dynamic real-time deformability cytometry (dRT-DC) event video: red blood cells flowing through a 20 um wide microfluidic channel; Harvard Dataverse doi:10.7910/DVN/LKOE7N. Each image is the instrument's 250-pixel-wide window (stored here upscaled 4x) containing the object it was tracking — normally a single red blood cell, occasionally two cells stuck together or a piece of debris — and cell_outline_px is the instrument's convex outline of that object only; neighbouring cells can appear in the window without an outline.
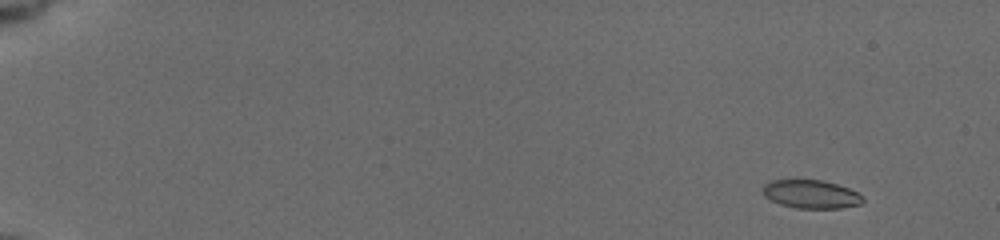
{"species": "common noctule bat (a hibernating species)", "species_latin": "Nyctalus noctula", "temperature_condition": "cold", "stored_images_in_passage": 53, "camera_frame_rate_fps": 3000, "um_per_image_px": 0.085, "animal": {"sex": "female", "body_mass_g": 19.5, "forearm_length_mm": 54.1}, "frame": {"image": 1, "passage_image": 1, "time_ms": 0.0, "image_size_px": [1000, 240], "cell_outline_px": [[864, 200], [860, 204], [840, 208], [796, 208], [780, 204], [764, 196], [764, 184], [768, 180], [824, 180], [848, 188], [856, 192]], "centroid_in_image_um": [68.91, 16.5], "position_along_channel_um": 16.1, "area_um2": 16.36}}
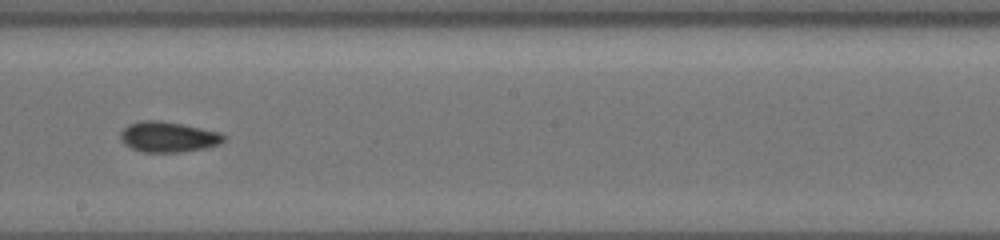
{"frame": {"image": 2, "passage_image": 31, "time_ms": 10.0, "image_size_px": [1000, 240], "cell_outline_px": [[228, 136], [220, 144], [208, 148], [180, 152], [144, 152], [132, 148], [124, 144], [120, 140], [120, 132], [128, 124], [140, 120], [160, 120], [184, 124], [220, 132]], "centroid_in_image_um": [14.32, 11.63], "position_along_channel_um": 233.9, "area_um2": 18.67}}
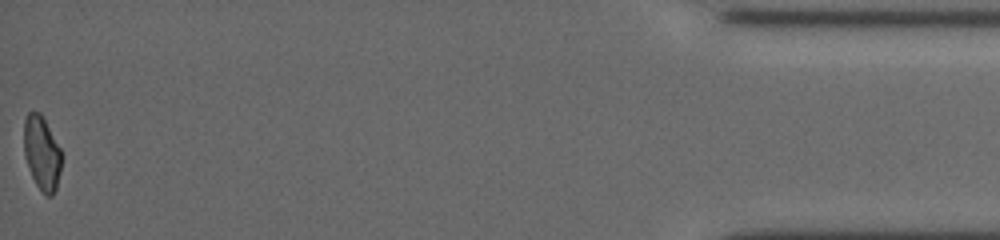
{"frame": {"image": 3, "passage_image": 53, "time_ms": 17.333, "image_size_px": [1000, 240], "cell_outline_px": [[60, 172], [56, 188], [52, 196], [44, 196], [36, 184], [32, 176], [24, 156], [24, 120], [28, 112], [40, 112], [60, 148]], "centroid_in_image_um": [3.54, 13.03], "position_along_channel_um": 431.7, "area_um2": 16.01}, "authors_computed_cell_mechanics": {"area_um2": 17.2822, "velocity_mm_per_s": 3.7643, "shape_relaxation_time_tau1_ms": 8.8352, "shape_relaxation_time_tau2_ms": 7.4061, "deformation_change_tau1": 0.1486, "deformation_change_tau2": 0.1232}}